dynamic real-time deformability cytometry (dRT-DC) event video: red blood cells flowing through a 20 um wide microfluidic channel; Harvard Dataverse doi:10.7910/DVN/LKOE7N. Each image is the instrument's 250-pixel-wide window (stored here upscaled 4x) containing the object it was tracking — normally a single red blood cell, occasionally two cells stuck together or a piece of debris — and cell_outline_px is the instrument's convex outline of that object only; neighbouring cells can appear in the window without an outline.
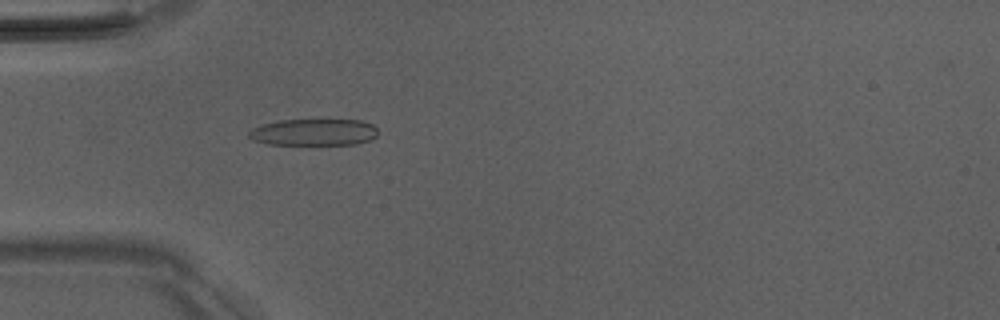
{"species": "Egyptian fruit bat (a non-hibernating species)", "species_latin": "Rousettus aegyptiacus", "temperature_condition": "room temperature", "stored_images_in_passage": 2, "camera_frame_rate_fps": 3000, "um_per_image_px": 0.085, "animal": {"sex": "male"}, "frame": {"image": 1, "passage_image": 2, "time_ms": 1.333, "image_size_px": [1000, 320], "cell_outline_px": [[376, 136], [372, 140], [356, 144], [268, 144], [252, 140], [248, 136], [248, 132], [252, 128], [264, 124], [280, 120], [360, 120], [372, 124], [376, 128]], "centroid_in_image_um": [26.67, 11.24], "position_along_channel_um": 58.3, "area_um2": 20.0}}